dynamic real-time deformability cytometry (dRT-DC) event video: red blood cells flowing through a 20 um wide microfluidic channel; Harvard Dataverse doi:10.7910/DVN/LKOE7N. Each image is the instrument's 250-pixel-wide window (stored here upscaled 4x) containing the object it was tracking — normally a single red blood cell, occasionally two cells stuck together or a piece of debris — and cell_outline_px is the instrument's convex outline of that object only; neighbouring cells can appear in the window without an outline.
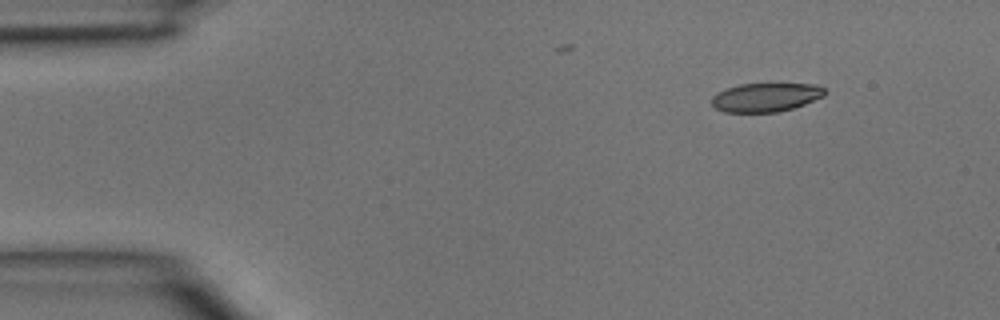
{"species": "common noctule bat (a hibernating species)", "species_latin": "Nyctalus noctula", "temperature_condition": "room temperature", "stored_images_in_passage": 6, "camera_frame_rate_fps": 3000, "um_per_image_px": 0.085, "animal": {"sex": "male", "body_mass_g": 15.6}, "frame": {"image": 1, "passage_image": 1, "time_ms": 0.0, "image_size_px": [1000, 320], "cell_outline_px": [[828, 92], [824, 96], [804, 104], [792, 108], [776, 112], [724, 112], [716, 108], [712, 104], [712, 96], [716, 92], [740, 84], [820, 84]], "centroid_in_image_um": [65.11, 8.26], "position_along_channel_um": 19.9, "area_um2": 18.96}}